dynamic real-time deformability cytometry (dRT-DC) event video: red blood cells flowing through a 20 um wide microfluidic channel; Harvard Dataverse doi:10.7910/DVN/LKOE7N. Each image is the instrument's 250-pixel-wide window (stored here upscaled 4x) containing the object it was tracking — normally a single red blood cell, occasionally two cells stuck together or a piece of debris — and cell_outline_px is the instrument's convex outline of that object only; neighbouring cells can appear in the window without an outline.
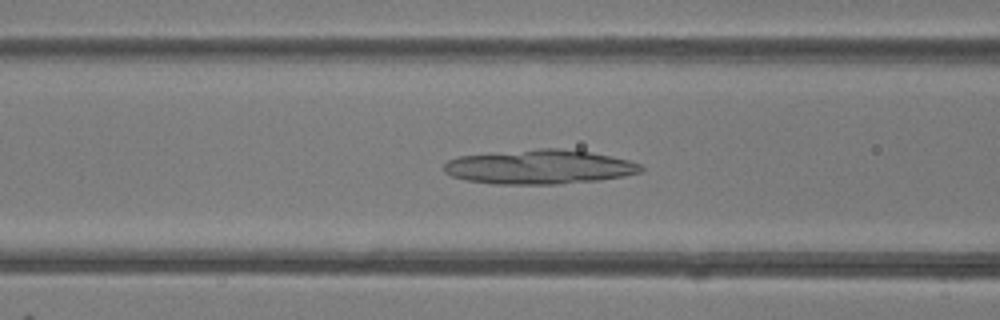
{"species": "common noctule bat (a hibernating species)", "species_latin": "Nyctalus noctula", "temperature_condition": "room temperature", "stored_images_in_passage": 48, "camera_frame_rate_fps": 3000, "um_per_image_px": 0.085, "animal": {"sex": "female"}, "frame": {"image": 1, "passage_image": 19, "time_ms": 6.0, "image_size_px": [1000, 320], "cell_outline_px": [[644, 168], [640, 172], [624, 176], [600, 180], [560, 184], [492, 184], [464, 180], [452, 176], [444, 172], [444, 164], [448, 160], [456, 156], [536, 148], [560, 148], [592, 152], [612, 156], [628, 160], [640, 164]], "centroid_in_image_um": [45.83, 14.18], "position_along_channel_um": 120.8, "area_um2": 39.82}}
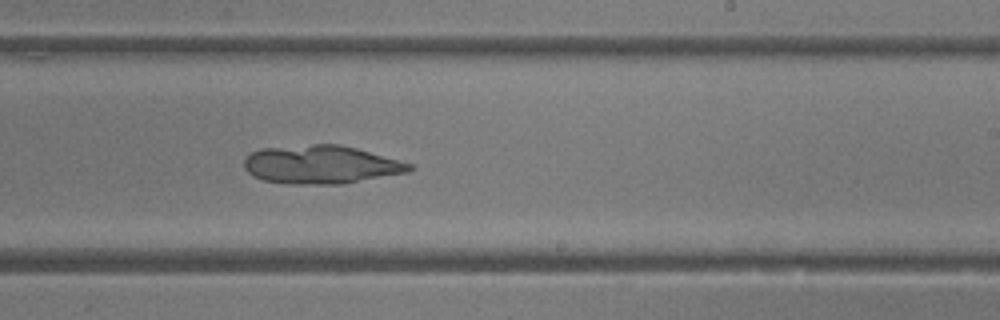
{"frame": {"image": 2, "passage_image": 29, "time_ms": 9.333, "image_size_px": [1000, 320], "cell_outline_px": [[416, 168], [408, 172], [344, 184], [288, 184], [264, 180], [252, 176], [244, 168], [244, 160], [252, 152], [260, 148], [312, 144], [340, 144], [356, 148], [412, 164]], "centroid_in_image_um": [27.28, 13.99], "position_along_channel_um": 261.7, "area_um2": 37.05}}
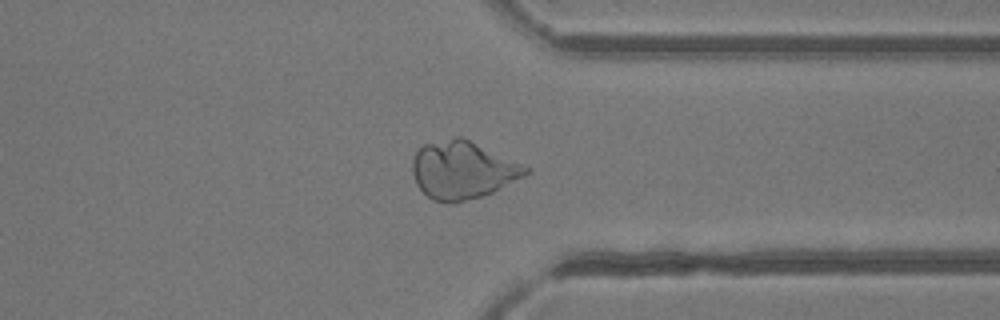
{"frame": {"image": 3, "passage_image": 37, "time_ms": 12.0, "image_size_px": [1000, 320], "cell_outline_px": [[532, 172], [492, 192], [456, 204], [444, 204], [432, 200], [416, 184], [412, 172], [412, 160], [416, 152], [424, 144], [456, 136], [460, 136], [520, 164], [528, 168]], "centroid_in_image_um": [39.26, 14.48], "position_along_channel_um": 372.1, "area_um2": 37.74}}